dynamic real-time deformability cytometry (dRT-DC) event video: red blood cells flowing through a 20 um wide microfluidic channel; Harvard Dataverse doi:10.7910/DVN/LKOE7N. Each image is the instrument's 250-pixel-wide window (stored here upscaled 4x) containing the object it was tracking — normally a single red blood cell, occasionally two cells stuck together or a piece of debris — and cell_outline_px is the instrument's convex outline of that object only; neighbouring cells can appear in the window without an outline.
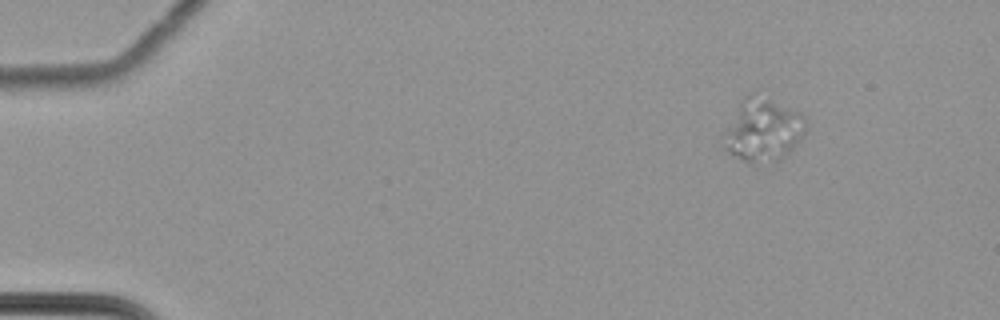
{"species": "common noctule bat (a hibernating species)", "species_latin": "Nyctalus noctula", "temperature_condition": "cold", "stored_images_in_passage": 63, "camera_frame_rate_fps": 3000, "um_per_image_px": 0.085, "animal": {"sex": "female", "body_mass_g": 22.7, "forearm_length_mm": 54.2}, "frame": {"image": 1, "passage_image": 10, "time_ms": 3.0, "image_size_px": [1000, 320], "cell_outline_px": [[808, 128], [792, 148], [780, 160], [752, 164], [728, 152], [720, 144], [724, 132], [740, 100], [748, 92], [756, 88], [804, 112], [808, 120]], "centroid_in_image_um": [64.88, 10.91], "position_along_channel_um": 20.1, "area_um2": 31.85}}
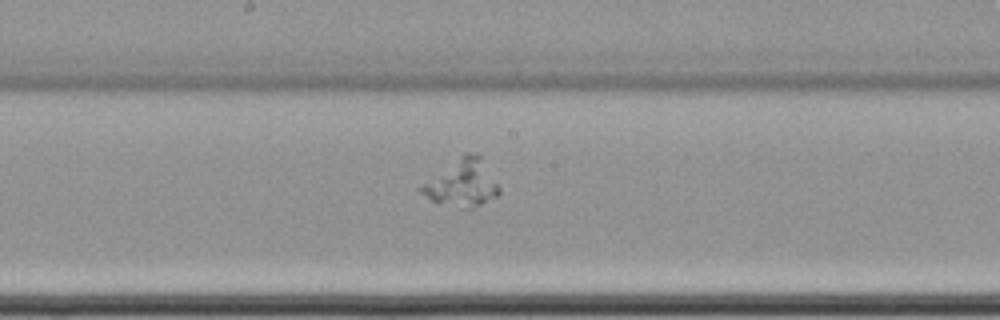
{"frame": {"image": 2, "passage_image": 36, "time_ms": 11.667, "image_size_px": [1000, 320], "cell_outline_px": [[500, 192], [496, 196], [472, 208], [464, 208], [432, 200], [420, 192], [416, 188], [464, 152], [476, 152], [480, 156], [500, 188]], "centroid_in_image_um": [39.27, 15.54], "position_along_channel_um": 208.9, "area_um2": 20.87}}
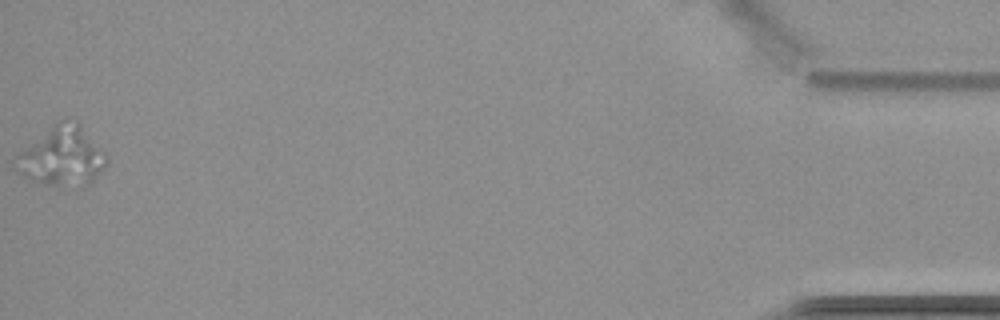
{"frame": {"image": 3, "passage_image": 63, "time_ms": 20.667, "image_size_px": [1000, 320], "cell_outline_px": [[108, 164], [84, 188], [56, 188], [28, 180], [16, 172], [16, 156], [20, 152], [56, 120], [68, 116], [80, 124], [108, 156]], "centroid_in_image_um": [5.29, 13.32], "position_along_channel_um": 429.9, "area_um2": 32.25}}